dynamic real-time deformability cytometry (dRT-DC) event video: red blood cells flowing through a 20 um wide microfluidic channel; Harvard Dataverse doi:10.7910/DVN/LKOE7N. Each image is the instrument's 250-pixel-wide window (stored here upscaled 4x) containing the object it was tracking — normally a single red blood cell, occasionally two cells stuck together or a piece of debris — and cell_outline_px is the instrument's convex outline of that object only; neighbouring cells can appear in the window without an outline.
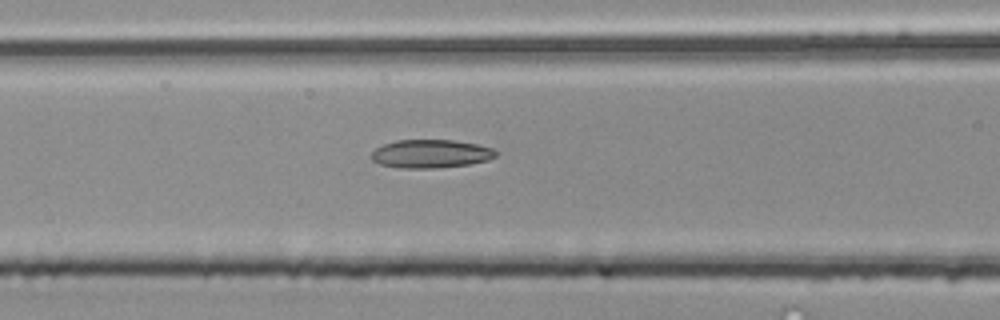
{"species": "common noctule bat (a hibernating species)", "species_latin": "Nyctalus noctula", "temperature_condition": "room temperature", "stored_images_in_passage": 38, "camera_frame_rate_fps": 3000, "um_per_image_px": 0.085, "animal": {"sex": "male", "body_mass_g": 20.4}, "frame": {"image": 1, "passage_image": 12, "time_ms": 3.667, "image_size_px": [1000, 320], "cell_outline_px": [[496, 156], [488, 160], [468, 164], [432, 168], [400, 168], [380, 164], [372, 160], [372, 152], [376, 148], [384, 144], [396, 140], [452, 140], [476, 144], [496, 148]], "centroid_in_image_um": [36.62, 13.06], "position_along_channel_um": 130.0, "area_um2": 20.46}}
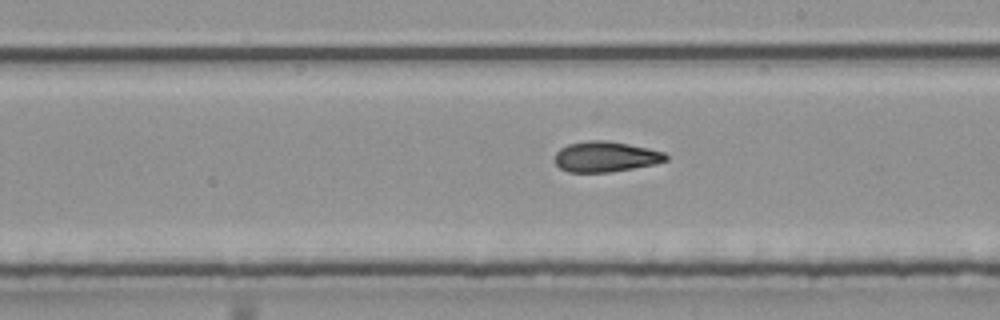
{"frame": {"image": 2, "passage_image": 20, "time_ms": 6.333, "image_size_px": [1000, 320], "cell_outline_px": [[668, 160], [656, 164], [608, 172], [568, 172], [560, 168], [552, 160], [556, 152], [560, 148], [568, 144], [588, 140], [608, 140], [648, 148], [664, 152], [668, 156]], "centroid_in_image_um": [51.45, 13.31], "position_along_channel_um": 237.6, "area_um2": 19.88}}
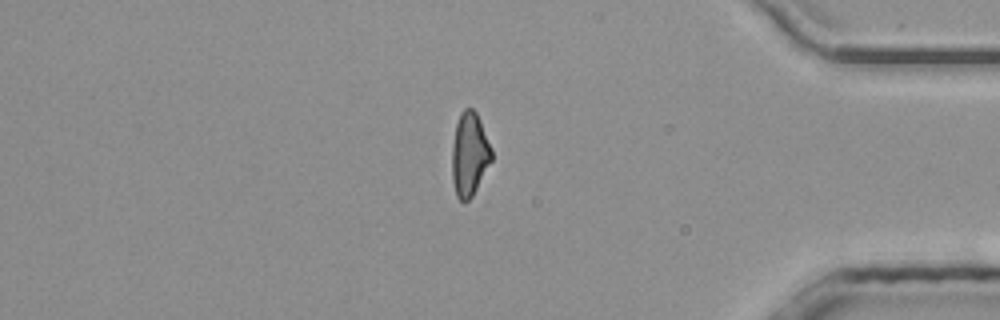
{"frame": {"image": 3, "passage_image": 34, "time_ms": 11.0, "image_size_px": [1000, 320], "cell_outline_px": [[492, 160], [472, 196], [468, 200], [460, 200], [456, 196], [452, 180], [452, 144], [456, 124], [460, 112], [464, 108], [472, 108], [476, 112], [480, 120], [492, 148]], "centroid_in_image_um": [39.9, 13.09], "position_along_channel_um": 395.3, "area_um2": 19.31}}